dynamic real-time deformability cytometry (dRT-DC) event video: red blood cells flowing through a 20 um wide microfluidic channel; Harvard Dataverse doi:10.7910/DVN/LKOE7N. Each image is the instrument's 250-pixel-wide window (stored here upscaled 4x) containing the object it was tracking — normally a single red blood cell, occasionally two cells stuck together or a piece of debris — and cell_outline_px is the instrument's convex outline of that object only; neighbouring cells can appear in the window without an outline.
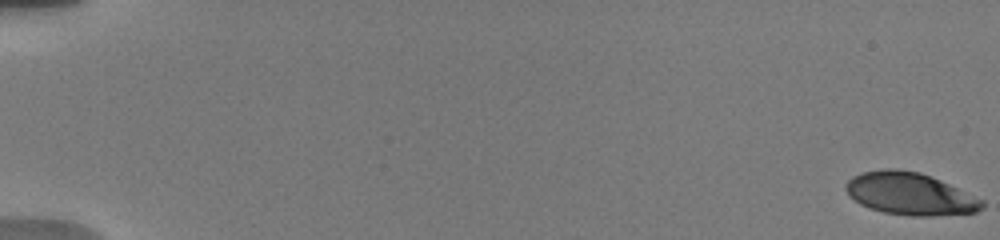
{"species": "human", "species_latin": "Homo sapiens", "temperature_condition": "warm", "stored_images_in_passage": 23, "camera_frame_rate_fps": 3000, "um_per_image_px": 0.085, "donor": {"sex": "male"}, "frame": {"image": 1, "passage_image": 1, "time_ms": 0.0, "image_size_px": [1000, 240], "cell_outline_px": [[984, 208], [976, 212], [932, 216], [912, 216], [884, 212], [868, 208], [860, 204], [848, 196], [844, 188], [844, 184], [852, 176], [864, 172], [884, 168], [896, 168], [920, 172], [932, 176], [984, 200]], "centroid_in_image_um": [77.33, 16.47], "position_along_channel_um": 7.7, "area_um2": 33.93}}
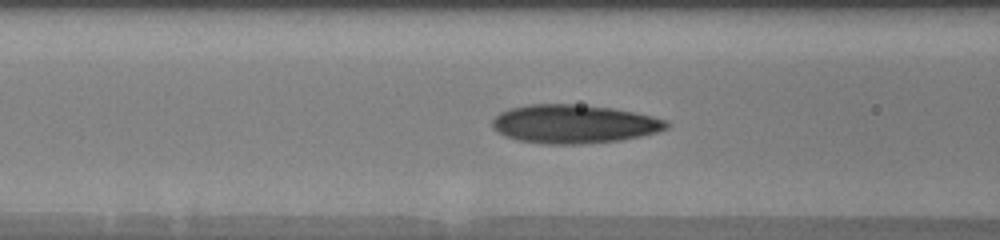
{"frame": {"image": 2, "passage_image": 19, "time_ms": 8.0, "image_size_px": [1000, 240], "cell_outline_px": [[668, 128], [656, 132], [640, 136], [620, 140], [580, 144], [548, 144], [520, 140], [508, 136], [492, 128], [492, 120], [500, 112], [508, 108], [528, 104], [572, 104], [612, 108], [652, 116], [668, 120]], "centroid_in_image_um": [48.78, 10.53], "position_along_channel_um": 117.8, "area_um2": 38.9}}
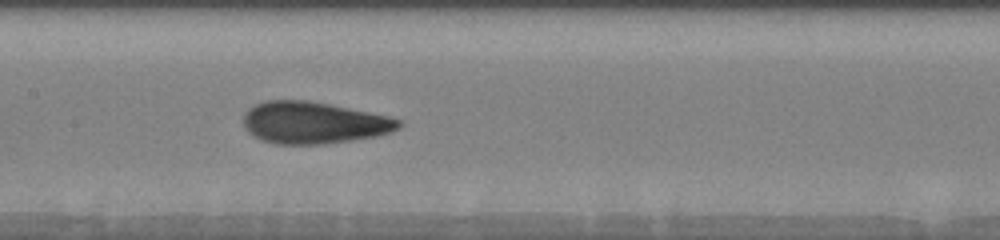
{"frame": {"image": 3, "passage_image": 22, "time_ms": 9.667, "image_size_px": [1000, 240], "cell_outline_px": [[404, 124], [400, 128], [392, 132], [376, 136], [324, 144], [276, 144], [260, 140], [252, 136], [244, 128], [244, 112], [252, 104], [264, 100], [308, 100], [388, 116], [404, 120]], "centroid_in_image_um": [26.64, 10.43], "position_along_channel_um": 180.8, "area_um2": 38.26}}